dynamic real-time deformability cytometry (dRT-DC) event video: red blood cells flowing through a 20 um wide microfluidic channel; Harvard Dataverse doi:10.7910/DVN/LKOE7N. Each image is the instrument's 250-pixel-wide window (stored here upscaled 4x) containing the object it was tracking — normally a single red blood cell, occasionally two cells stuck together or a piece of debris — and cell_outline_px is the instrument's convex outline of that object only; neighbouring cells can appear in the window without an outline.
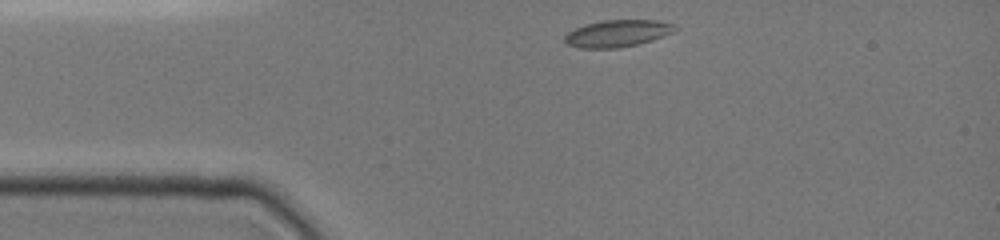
{"species": "common noctule bat (a hibernating species)", "species_latin": "Nyctalus noctula", "temperature_condition": "cold", "stored_images_in_passage": 43, "camera_frame_rate_fps": 3000, "um_per_image_px": 0.085, "animal": {"sex": "female", "body_mass_g": 19.0, "forearm_length_mm": 51.5}, "frame": {"image": 1, "passage_image": 1, "time_ms": 0.0, "image_size_px": [1000, 240], "cell_outline_px": [[676, 32], [652, 40], [620, 48], [580, 48], [568, 44], [564, 40], [564, 36], [568, 32], [584, 24], [604, 20], [656, 20], [672, 24], [676, 28]], "centroid_in_image_um": [52.48, 2.84], "position_along_channel_um": 32.5, "area_um2": 17.28}}
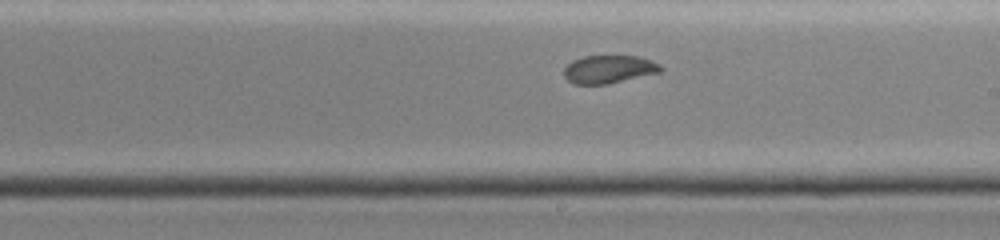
{"frame": {"image": 2, "passage_image": 24, "time_ms": 6.0, "image_size_px": [1000, 240], "cell_outline_px": [[664, 68], [660, 72], [608, 84], [572, 84], [564, 76], [564, 68], [572, 60], [584, 56], [636, 56], [652, 60], [660, 64]], "centroid_in_image_um": [51.75, 5.89], "position_along_channel_um": 237.2, "area_um2": 15.84}}
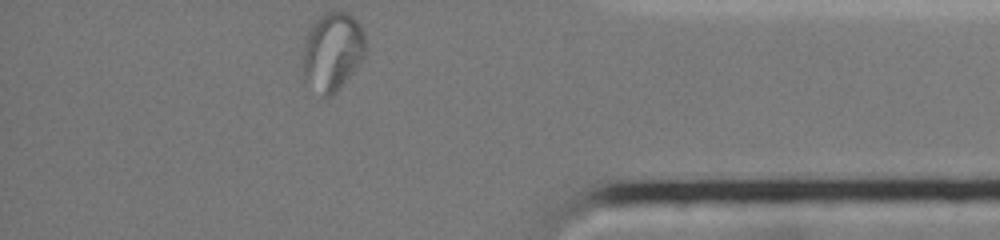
{"frame": {"image": 3, "passage_image": 42, "time_ms": 10.667, "image_size_px": [1000, 240], "cell_outline_px": [[364, 56], [352, 72], [336, 92], [332, 96], [324, 96], [304, 76], [304, 40], [308, 28], [324, 12], [348, 12], [360, 24], [364, 36]], "centroid_in_image_um": [28.26, 4.32], "position_along_channel_um": 406.9, "area_um2": 27.92}}